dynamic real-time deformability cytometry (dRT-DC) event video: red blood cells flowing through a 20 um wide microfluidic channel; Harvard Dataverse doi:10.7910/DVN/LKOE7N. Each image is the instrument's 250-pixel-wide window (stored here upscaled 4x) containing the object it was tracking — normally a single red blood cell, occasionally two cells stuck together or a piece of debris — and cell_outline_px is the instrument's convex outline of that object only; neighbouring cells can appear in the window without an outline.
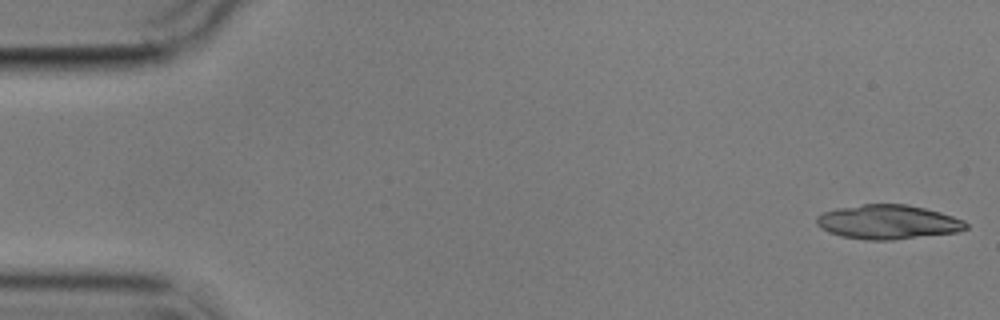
{"species": "common noctule bat (a hibernating species)", "species_latin": "Nyctalus noctula", "temperature_condition": "cold", "stored_images_in_passage": 5, "camera_frame_rate_fps": 3000, "um_per_image_px": 0.085, "animal": {"sex": "male", "body_mass_g": 17.9}, "frame": {"image": 1, "passage_image": 1, "time_ms": 0.0, "image_size_px": [1000, 320], "cell_outline_px": [[968, 228], [960, 232], [892, 240], [864, 240], [840, 236], [828, 232], [820, 228], [816, 224], [816, 216], [824, 212], [836, 208], [864, 204], [908, 204], [940, 212], [964, 220], [968, 224]], "centroid_in_image_um": [75.47, 18.88], "position_along_channel_um": 9.5, "area_um2": 30.11}}